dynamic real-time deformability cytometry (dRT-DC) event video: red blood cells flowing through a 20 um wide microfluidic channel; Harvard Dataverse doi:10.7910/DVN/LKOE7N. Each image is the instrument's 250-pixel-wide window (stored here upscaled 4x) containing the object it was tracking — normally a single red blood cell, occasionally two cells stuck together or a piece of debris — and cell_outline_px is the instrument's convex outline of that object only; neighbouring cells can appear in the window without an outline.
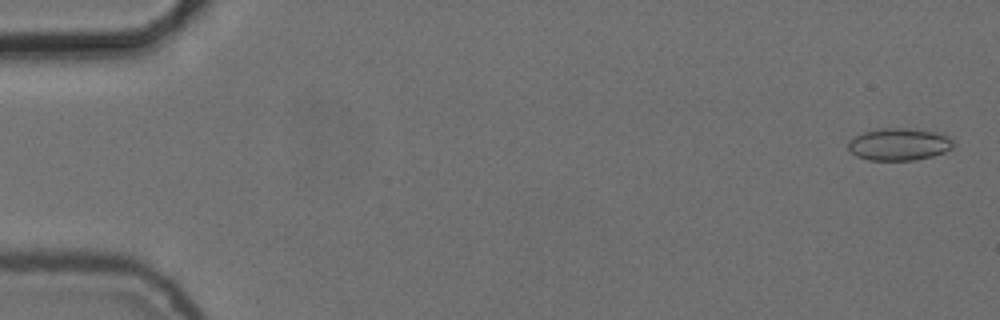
{"species": "common noctule bat (a hibernating species)", "species_latin": "Nyctalus noctula", "temperature_condition": "cold", "stored_images_in_passage": 55, "camera_frame_rate_fps": 3000, "um_per_image_px": 0.085, "animal": {"sex": "female", "body_mass_g": 24.6, "forearm_length_mm": 56.2}, "frame": {"image": 1, "passage_image": 2, "time_ms": 0.333, "image_size_px": [1000, 320], "cell_outline_px": [[956, 140], [952, 148], [944, 152], [932, 156], [916, 160], [868, 160], [856, 156], [848, 148], [848, 140], [864, 132], [880, 128], [920, 128], [944, 132]], "centroid_in_image_um": [76.51, 12.24], "position_along_channel_um": 8.5, "area_um2": 20.35}}
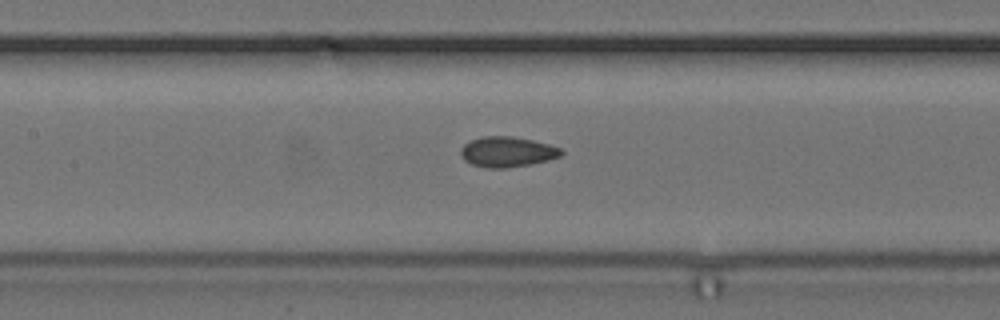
{"frame": {"image": 2, "passage_image": 26, "time_ms": 8.333, "image_size_px": [1000, 320], "cell_outline_px": [[564, 152], [560, 156], [548, 160], [532, 164], [508, 168], [484, 168], [472, 164], [464, 160], [460, 152], [460, 148], [464, 144], [472, 140], [484, 136], [512, 136], [532, 140], [548, 144], [560, 148]], "centroid_in_image_um": [43.1, 12.91], "position_along_channel_um": 164.3, "area_um2": 17.8}}
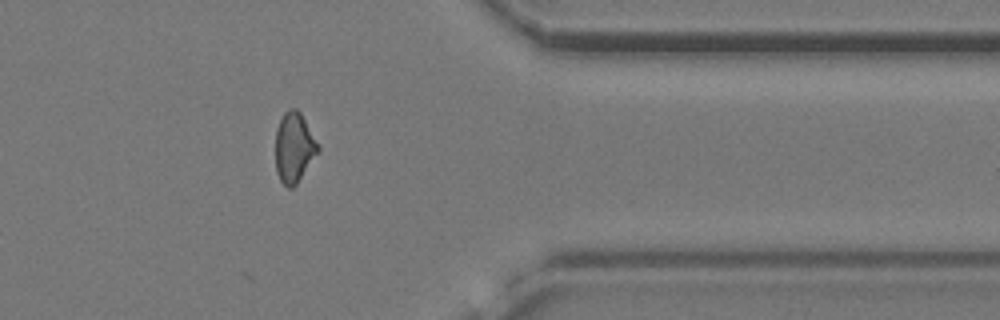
{"frame": {"image": 3, "passage_image": 45, "time_ms": 14.667, "image_size_px": [1000, 320], "cell_outline_px": [[320, 148], [296, 184], [292, 188], [288, 188], [280, 180], [276, 172], [276, 128], [284, 112], [288, 108], [296, 108], [300, 112], [320, 144]], "centroid_in_image_um": [24.99, 12.5], "position_along_channel_um": 386.4, "area_um2": 17.28}, "authors_computed_cell_mechanics": {"area_um2": 17.6868, "velocity_mm_per_s": 3.7483, "shape_relaxation_time_tau1_ms": null, "shape_relaxation_time_tau2_ms": 2.6408, "deformation_change_tau1": null, "deformation_change_tau2": 0.0897}}